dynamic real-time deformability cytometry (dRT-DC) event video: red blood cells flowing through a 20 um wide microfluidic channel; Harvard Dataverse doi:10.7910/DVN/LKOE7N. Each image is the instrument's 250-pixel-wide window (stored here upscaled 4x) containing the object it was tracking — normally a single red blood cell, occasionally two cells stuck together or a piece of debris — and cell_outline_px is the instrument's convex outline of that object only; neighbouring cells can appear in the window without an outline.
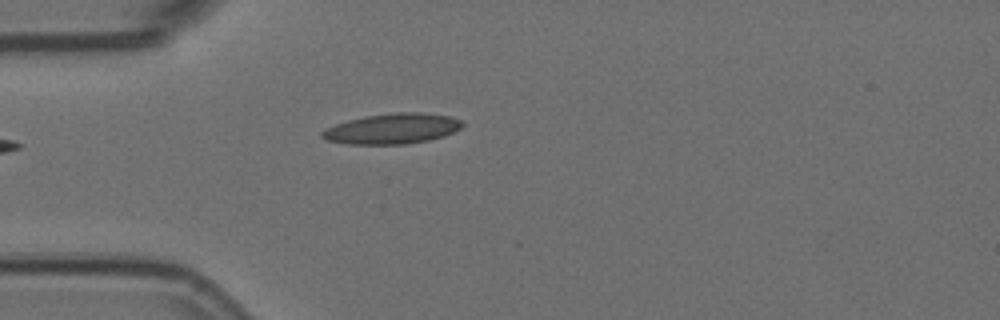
{"species": "Egyptian fruit bat (a non-hibernating species)", "species_latin": "Rousettus aegyptiacus", "temperature_condition": "room temperature", "stored_images_in_passage": 4, "camera_frame_rate_fps": 3000, "um_per_image_px": 0.085, "animal": {"sex": "female"}, "frame": {"image": 1, "passage_image": 4, "time_ms": 1.0, "image_size_px": [1000, 320], "cell_outline_px": [[464, 124], [460, 128], [444, 136], [428, 140], [404, 144], [348, 144], [328, 140], [320, 136], [320, 132], [336, 124], [348, 120], [364, 116], [396, 112], [420, 112], [448, 116], [460, 120]], "centroid_in_image_um": [33.33, 10.93], "position_along_channel_um": 51.7, "area_um2": 24.62}}